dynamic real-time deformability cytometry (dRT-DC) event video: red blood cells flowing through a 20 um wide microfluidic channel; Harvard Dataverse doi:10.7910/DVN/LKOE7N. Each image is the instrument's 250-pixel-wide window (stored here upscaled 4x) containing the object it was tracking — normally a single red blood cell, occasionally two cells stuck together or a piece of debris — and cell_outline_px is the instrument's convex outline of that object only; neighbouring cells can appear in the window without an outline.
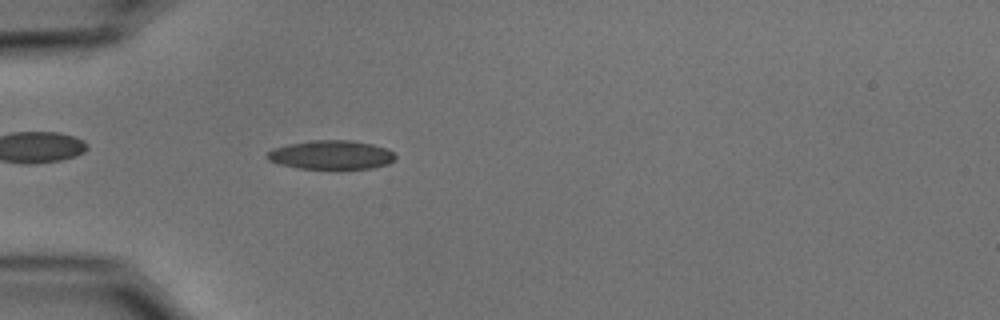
{"species": "common noctule bat (a hibernating species)", "species_latin": "Nyctalus noctula", "temperature_condition": "cold", "stored_images_in_passage": 43, "camera_frame_rate_fps": 3000, "um_per_image_px": 0.085, "animal": {"sex": "male", "body_mass_g": 15.6}, "frame": {"image": 1, "passage_image": 5, "time_ms": 1.333, "image_size_px": [1000, 320], "cell_outline_px": [[396, 156], [388, 164], [372, 168], [340, 172], [296, 168], [280, 164], [268, 160], [264, 156], [272, 148], [288, 144], [308, 140], [352, 140], [372, 144], [388, 148]], "centroid_in_image_um": [28.14, 13.21], "position_along_channel_um": 56.9, "area_um2": 22.72}}
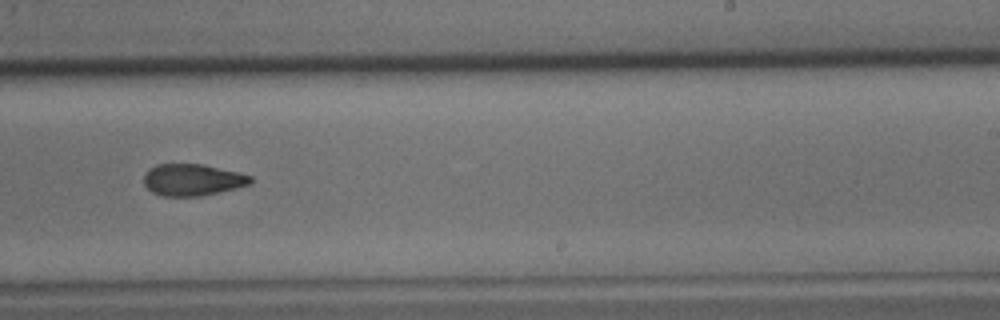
{"frame": {"image": 2, "passage_image": 23, "time_ms": 7.333, "image_size_px": [1000, 320], "cell_outline_px": [[252, 184], [220, 192], [200, 196], [164, 196], [152, 192], [144, 184], [144, 176], [156, 164], [204, 164], [240, 172], [252, 176]], "centroid_in_image_um": [16.42, 15.28], "position_along_channel_um": 272.6, "area_um2": 19.77}}
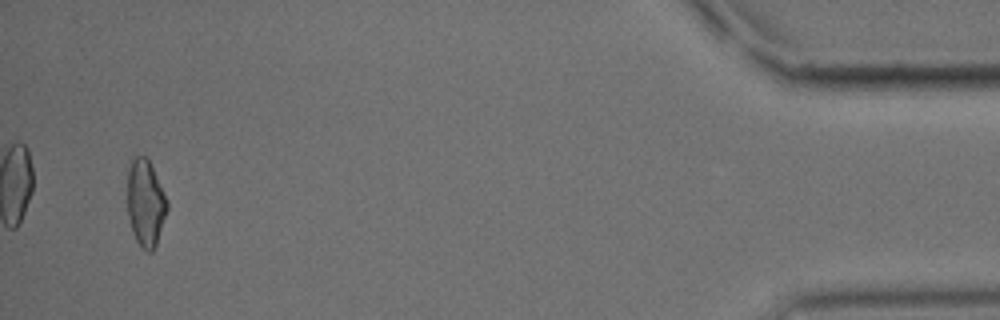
{"frame": {"image": 3, "passage_image": 41, "time_ms": 13.333, "image_size_px": [1000, 320], "cell_outline_px": [[168, 208], [156, 244], [152, 252], [148, 252], [140, 248], [132, 232], [128, 216], [128, 172], [132, 156], [144, 156], [148, 160], [168, 200]], "centroid_in_image_um": [12.36, 17.29], "position_along_channel_um": 422.8, "area_um2": 20.0}, "authors_computed_cell_mechanics": {"area_um2": 20.5768, "velocity_mm_per_s": 3.7099, "shape_relaxation_time_tau1_ms": 9.0552, "shape_relaxation_time_tau2_ms": 4.4783, "deformation_change_tau1": 0.183, "deformation_change_tau2": 0.1129}}